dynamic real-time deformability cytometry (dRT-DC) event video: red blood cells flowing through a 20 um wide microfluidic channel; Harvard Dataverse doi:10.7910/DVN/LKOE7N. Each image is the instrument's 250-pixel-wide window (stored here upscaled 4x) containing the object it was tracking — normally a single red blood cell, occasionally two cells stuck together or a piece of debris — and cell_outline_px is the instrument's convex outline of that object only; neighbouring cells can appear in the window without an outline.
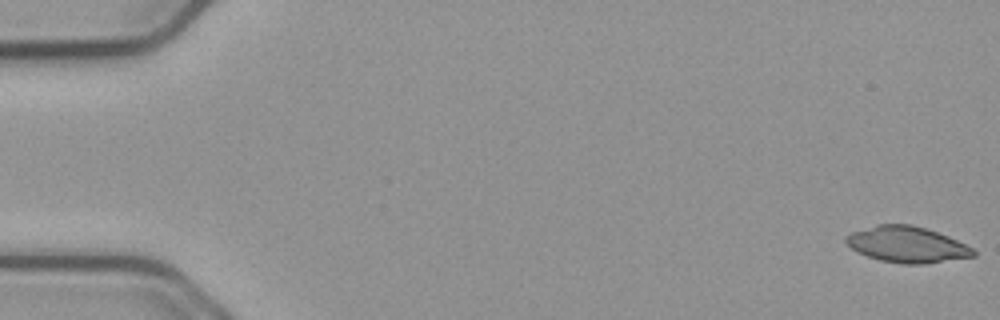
{"species": "common noctule bat (a hibernating species)", "species_latin": "Nyctalus noctula", "temperature_condition": "cold", "stored_images_in_passage": 55, "camera_frame_rate_fps": 3000, "um_per_image_px": 0.085, "animal": {"sex": "male", "body_mass_g": 23.1, "forearm_length_mm": 52.7}, "frame": {"image": 1, "passage_image": 1, "time_ms": 0.0, "image_size_px": [1000, 320], "cell_outline_px": [[976, 256], [924, 264], [904, 264], [880, 260], [868, 256], [852, 248], [844, 240], [844, 236], [852, 232], [876, 224], [912, 224], [948, 236], [972, 248], [976, 252]], "centroid_in_image_um": [77.09, 20.78], "position_along_channel_um": 7.9, "area_um2": 26.53}}
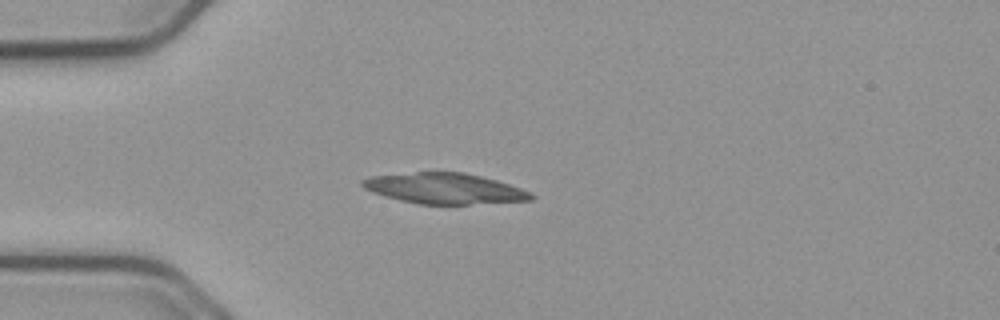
{"frame": {"image": 2, "passage_image": 15, "time_ms": 4.667, "image_size_px": [1000, 320], "cell_outline_px": [[536, 196], [532, 200], [468, 204], [420, 204], [400, 200], [372, 192], [364, 188], [360, 184], [360, 180], [372, 176], [416, 172], [464, 172], [496, 180], [532, 192]], "centroid_in_image_um": [37.78, 16.02], "position_along_channel_um": 47.2, "area_um2": 30.0}}
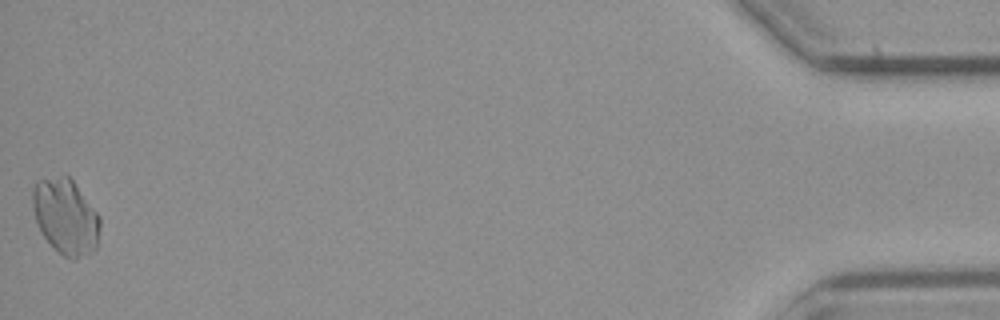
{"frame": {"image": 3, "passage_image": 55, "time_ms": 18.0, "image_size_px": [1000, 320], "cell_outline_px": [[100, 228], [96, 248], [92, 252], [76, 260], [72, 260], [64, 256], [44, 236], [36, 220], [32, 204], [32, 188], [36, 180], [64, 172], [72, 180], [100, 216]], "centroid_in_image_um": [5.58, 18.36], "position_along_channel_um": 429.6, "area_um2": 29.82}}